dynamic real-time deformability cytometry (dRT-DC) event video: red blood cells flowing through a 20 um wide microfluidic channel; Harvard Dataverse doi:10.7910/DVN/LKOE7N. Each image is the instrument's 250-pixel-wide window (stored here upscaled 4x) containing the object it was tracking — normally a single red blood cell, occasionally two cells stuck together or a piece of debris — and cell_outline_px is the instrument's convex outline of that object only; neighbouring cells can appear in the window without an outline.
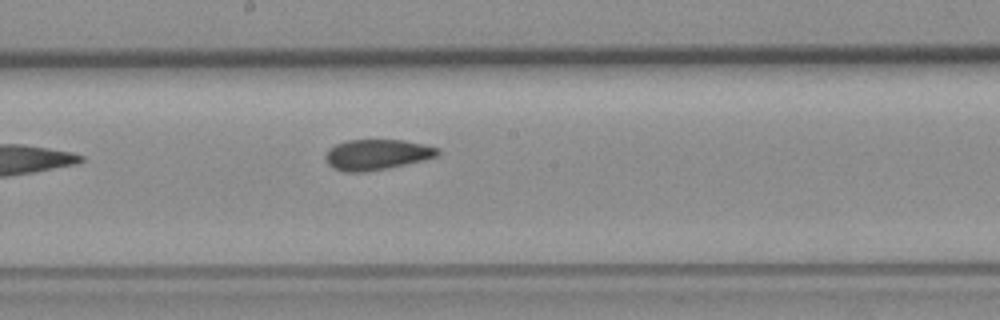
{"species": "common noctule bat (a hibernating species)", "species_latin": "Nyctalus noctula", "temperature_condition": "room temperature", "stored_images_in_passage": 9, "camera_frame_rate_fps": 3000, "um_per_image_px": 0.085, "animal": {"sex": "female", "body_mass_g": 19.3, "forearm_length_mm": 54.1}, "frame": {"image": 1, "passage_image": 9, "time_ms": 10.333, "image_size_px": [1000, 320], "cell_outline_px": [[440, 152], [436, 156], [424, 160], [388, 168], [364, 172], [344, 172], [332, 168], [328, 164], [324, 156], [328, 148], [336, 144], [348, 140], [404, 140], [424, 144], [440, 148]], "centroid_in_image_um": [32.01, 13.14], "position_along_channel_um": 216.2, "area_um2": 20.11}}